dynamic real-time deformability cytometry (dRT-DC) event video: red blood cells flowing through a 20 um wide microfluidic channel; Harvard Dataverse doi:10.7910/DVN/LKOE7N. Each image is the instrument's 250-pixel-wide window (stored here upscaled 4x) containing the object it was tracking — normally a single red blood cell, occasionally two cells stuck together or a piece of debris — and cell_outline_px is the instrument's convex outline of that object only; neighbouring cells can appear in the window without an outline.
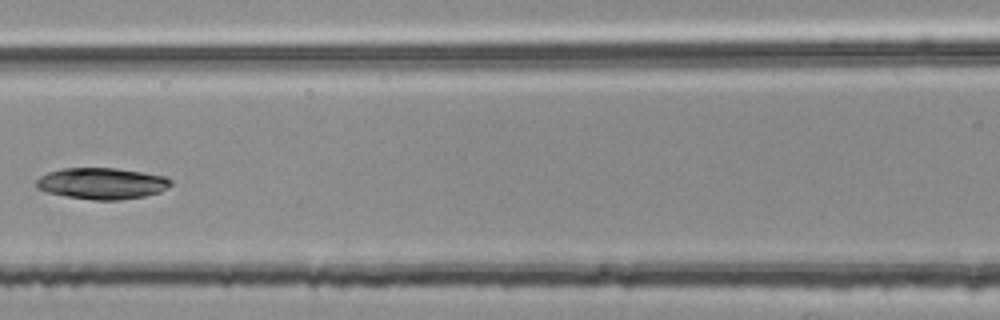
{"species": "common noctule bat (a hibernating species)", "species_latin": "Nyctalus noctula", "temperature_condition": "room temperature", "stored_images_in_passage": 6, "camera_frame_rate_fps": 3000, "um_per_image_px": 0.085, "animal": {"sex": "female", "body_mass_g": 25.1}, "frame": {"image": 1, "passage_image": 6, "time_ms": 1.667, "image_size_px": [1000, 320], "cell_outline_px": [[172, 184], [160, 192], [144, 196], [120, 200], [92, 200], [68, 196], [48, 192], [36, 188], [36, 180], [40, 176], [48, 172], [60, 168], [116, 168], [164, 176], [172, 180]], "centroid_in_image_um": [8.65, 15.59], "position_along_channel_um": 157.9, "area_um2": 24.51}}